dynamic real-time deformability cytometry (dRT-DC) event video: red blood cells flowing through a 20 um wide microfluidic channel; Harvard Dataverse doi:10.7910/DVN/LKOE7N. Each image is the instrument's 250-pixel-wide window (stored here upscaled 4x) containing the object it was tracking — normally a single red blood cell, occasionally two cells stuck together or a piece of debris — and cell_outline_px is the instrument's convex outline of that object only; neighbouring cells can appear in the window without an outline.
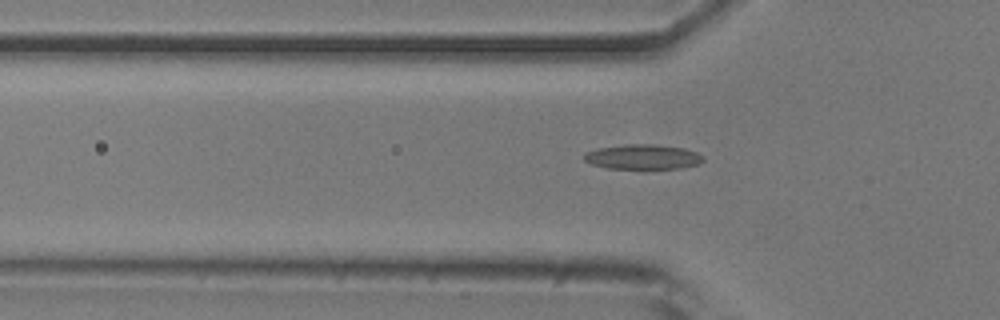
{"species": "common noctule bat (a hibernating species)", "species_latin": "Nyctalus noctula", "temperature_condition": "room temperature", "stored_images_in_passage": 43, "camera_frame_rate_fps": 3000, "um_per_image_px": 0.085, "animal": {"sex": "male", "body_mass_g": 20.5, "forearm_length_mm": 52.5}, "frame": {"image": 1, "passage_image": 17, "time_ms": 5.333, "image_size_px": [1000, 320], "cell_outline_px": [[704, 160], [700, 164], [680, 168], [644, 172], [640, 172], [608, 168], [592, 164], [584, 160], [584, 152], [596, 148], [624, 144], [656, 144], [684, 148], [696, 152], [704, 156]], "centroid_in_image_um": [54.65, 13.38], "position_along_channel_um": 71.2, "area_um2": 18.44}}
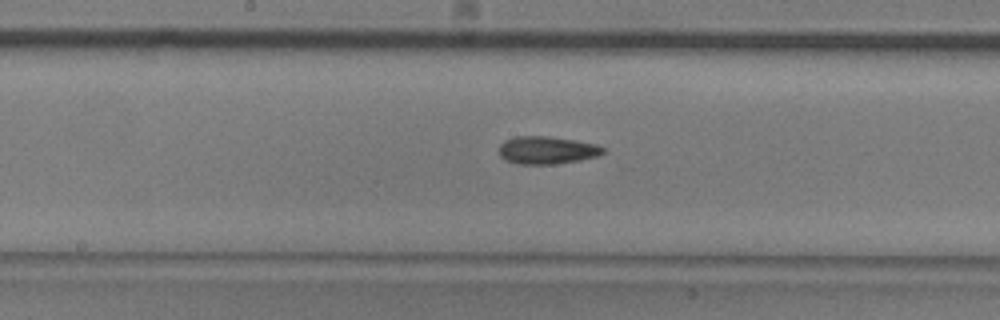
{"frame": {"image": 2, "passage_image": 27, "time_ms": 8.667, "image_size_px": [1000, 320], "cell_outline_px": [[604, 152], [596, 156], [580, 160], [552, 164], [516, 164], [504, 160], [500, 156], [500, 144], [504, 140], [516, 136], [548, 136], [576, 140], [596, 144], [604, 148]], "centroid_in_image_um": [46.45, 12.76], "position_along_channel_um": 201.7, "area_um2": 16.82}}
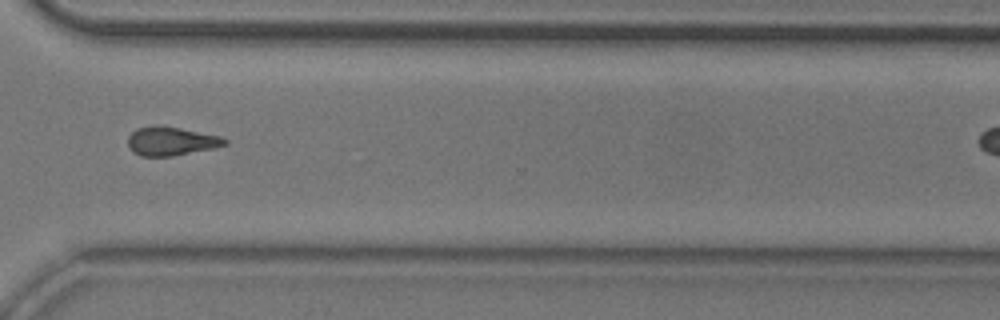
{"frame": {"image": 3, "passage_image": 39, "time_ms": 12.667, "image_size_px": [1000, 320], "cell_outline_px": [[228, 144], [216, 148], [172, 156], [140, 156], [132, 152], [128, 148], [128, 136], [136, 128], [156, 124], [160, 124], [220, 136], [228, 140]], "centroid_in_image_um": [14.53, 11.99], "position_along_channel_um": 356.1, "area_um2": 16.53}}